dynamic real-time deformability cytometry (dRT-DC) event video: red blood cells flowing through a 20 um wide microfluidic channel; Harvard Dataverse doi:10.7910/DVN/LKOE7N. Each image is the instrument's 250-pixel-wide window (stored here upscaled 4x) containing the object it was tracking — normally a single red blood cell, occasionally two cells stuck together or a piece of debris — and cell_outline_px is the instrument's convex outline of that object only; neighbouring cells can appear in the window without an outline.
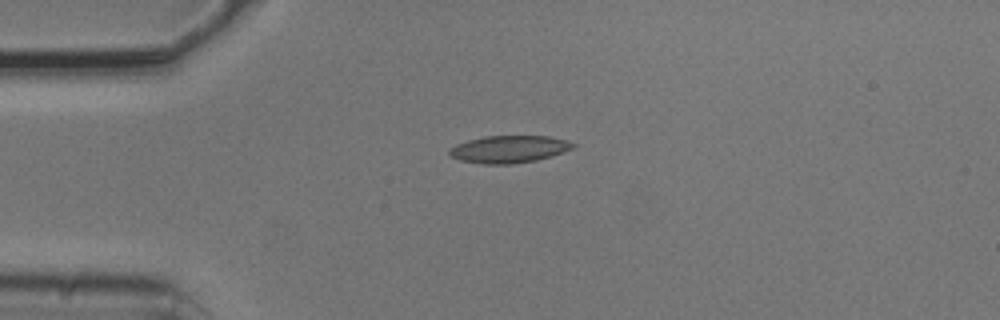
{"species": "common noctule bat (a hibernating species)", "species_latin": "Nyctalus noctula", "temperature_condition": "cold", "stored_images_in_passage": 5, "camera_frame_rate_fps": 3000, "um_per_image_px": 0.085, "animal": {"sex": "male", "body_mass_g": 20.5, "forearm_length_mm": 52.5}, "frame": {"image": 1, "passage_image": 1, "time_ms": 0.0, "image_size_px": [1000, 320], "cell_outline_px": [[576, 144], [572, 148], [564, 152], [536, 160], [512, 164], [480, 164], [460, 160], [452, 156], [448, 152], [456, 144], [468, 140], [484, 136], [548, 136], [568, 140]], "centroid_in_image_um": [43.28, 12.68], "position_along_channel_um": 41.7, "area_um2": 19.59}}
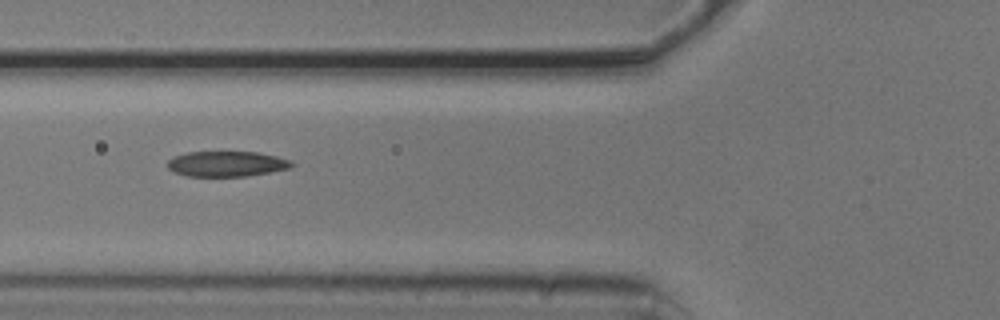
{"frame": {"image": 2, "passage_image": 3, "time_ms": 0.667, "image_size_px": [1000, 320], "cell_outline_px": [[296, 164], [292, 168], [248, 176], [188, 176], [176, 172], [168, 168], [168, 160], [172, 156], [188, 152], [260, 152], [292, 160]], "centroid_in_image_um": [19.33, 13.92], "position_along_channel_um": 106.5, "area_um2": 18.5}}
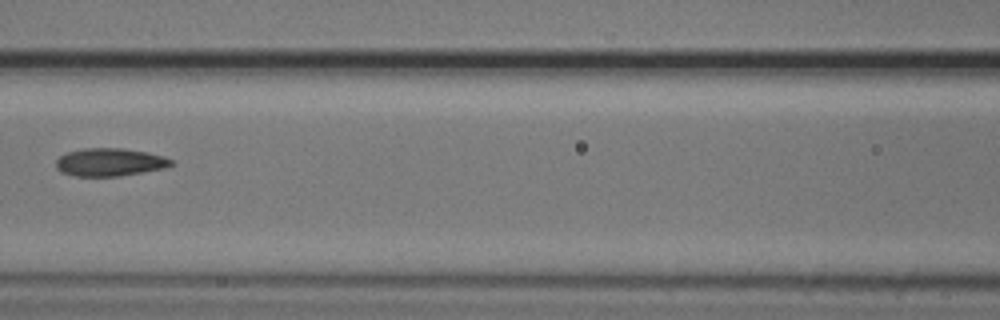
{"frame": {"image": 3, "passage_image": 4, "time_ms": 1.0, "image_size_px": [1000, 320], "cell_outline_px": [[176, 164], [164, 168], [120, 176], [76, 176], [60, 172], [56, 168], [56, 160], [60, 156], [68, 152], [84, 148], [124, 148], [148, 152], [164, 156], [172, 160]], "centroid_in_image_um": [9.35, 13.78], "position_along_channel_um": 157.3, "area_um2": 18.84}}